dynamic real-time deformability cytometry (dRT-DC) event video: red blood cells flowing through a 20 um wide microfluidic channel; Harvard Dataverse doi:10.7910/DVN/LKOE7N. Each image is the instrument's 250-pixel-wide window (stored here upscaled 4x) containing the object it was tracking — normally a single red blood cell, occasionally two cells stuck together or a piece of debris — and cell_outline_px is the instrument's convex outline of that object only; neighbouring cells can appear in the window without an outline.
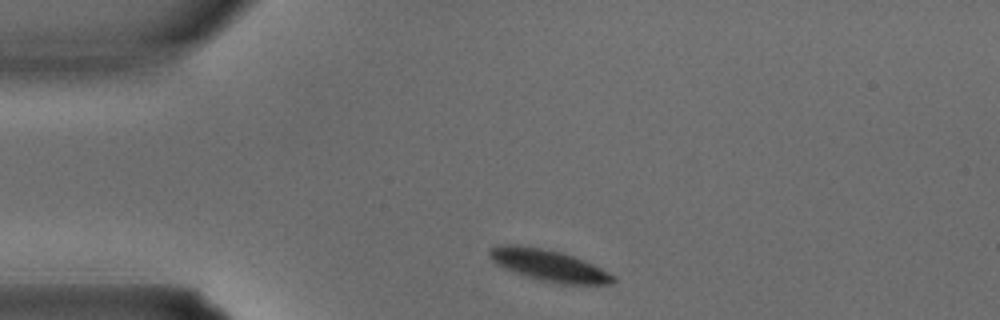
{"species": "common noctule bat (a hibernating species)", "species_latin": "Nyctalus noctula", "temperature_condition": "warm", "stored_images_in_passage": 1, "camera_frame_rate_fps": 3000, "um_per_image_px": 0.085, "animal": {"sex": "male", "body_mass_g": 15.6}, "frame": {"image": 1, "passage_image": 1, "time_ms": 0.0, "image_size_px": [1000, 320], "cell_outline_px": [[616, 280], [612, 284], [560, 284], [540, 280], [524, 276], [504, 268], [496, 264], [488, 256], [488, 248], [496, 244], [516, 244], [540, 248], [560, 252], [584, 260], [616, 276]], "centroid_in_image_um": [46.59, 22.55], "position_along_channel_um": 38.4, "area_um2": 22.83}}